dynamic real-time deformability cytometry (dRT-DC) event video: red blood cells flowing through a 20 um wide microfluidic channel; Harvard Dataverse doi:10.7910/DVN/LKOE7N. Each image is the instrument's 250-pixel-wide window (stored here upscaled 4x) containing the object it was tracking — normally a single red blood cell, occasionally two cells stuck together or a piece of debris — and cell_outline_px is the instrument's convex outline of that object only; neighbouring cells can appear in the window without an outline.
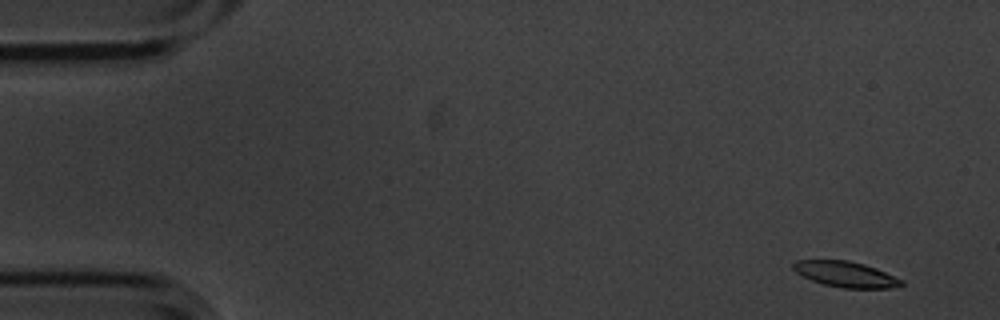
{"species": "common noctule bat (a hibernating species)", "species_latin": "Nyctalus noctula", "temperature_condition": "cold", "stored_images_in_passage": 5, "camera_frame_rate_fps": 3000, "um_per_image_px": 0.085, "animal": {"sex": "male", "body_mass_g": 20.1, "forearm_length_mm": 53.5}, "frame": {"image": 1, "passage_image": 1, "time_ms": 0.0, "image_size_px": [1000, 320], "cell_outline_px": [[904, 284], [888, 288], [844, 288], [824, 284], [812, 280], [796, 272], [792, 268], [792, 264], [796, 260], [848, 260], [864, 264], [876, 268], [904, 280]], "centroid_in_image_um": [71.89, 23.3], "position_along_channel_um": 13.1, "area_um2": 16.07}}
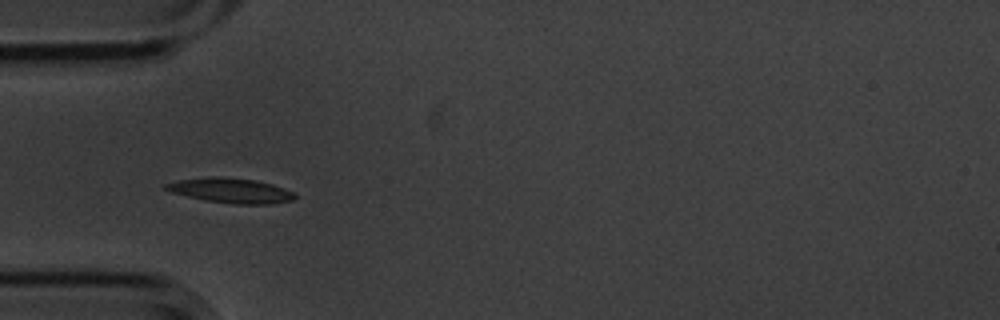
{"frame": {"image": 2, "passage_image": 5, "time_ms": 1.333, "image_size_px": [1000, 320], "cell_outline_px": [[296, 196], [292, 200], [268, 204], [232, 204], [204, 200], [172, 192], [164, 188], [164, 184], [176, 180], [208, 176], [220, 176], [256, 180], [272, 184], [296, 192]], "centroid_in_image_um": [19.62, 16.18], "position_along_channel_um": 65.4, "area_um2": 18.84}}